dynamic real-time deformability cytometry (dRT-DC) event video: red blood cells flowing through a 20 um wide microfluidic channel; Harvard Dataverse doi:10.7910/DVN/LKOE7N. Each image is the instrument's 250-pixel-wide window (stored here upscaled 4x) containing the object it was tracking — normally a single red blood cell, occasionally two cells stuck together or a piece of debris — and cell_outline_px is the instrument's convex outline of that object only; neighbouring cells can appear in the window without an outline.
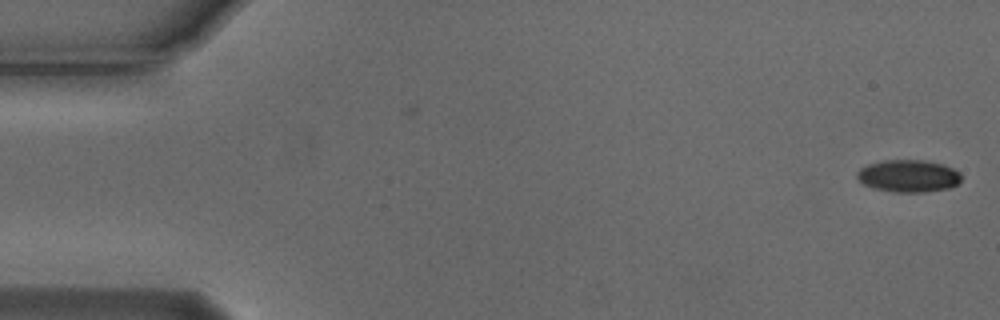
{"species": "Egyptian fruit bat (a non-hibernating species)", "species_latin": "Rousettus aegyptiacus", "temperature_condition": "cold", "stored_images_in_passage": 49, "camera_frame_rate_fps": 3000, "um_per_image_px": 0.085, "animal": {"sex": "male"}, "frame": {"image": 1, "passage_image": 1, "time_ms": 0.0, "image_size_px": [1000, 320], "cell_outline_px": [[960, 180], [956, 184], [948, 188], [924, 192], [892, 192], [872, 188], [864, 184], [856, 176], [856, 172], [860, 168], [868, 164], [884, 160], [928, 160], [944, 164], [960, 172]], "centroid_in_image_um": [77.2, 14.95], "position_along_channel_um": 7.8, "area_um2": 19.71}}
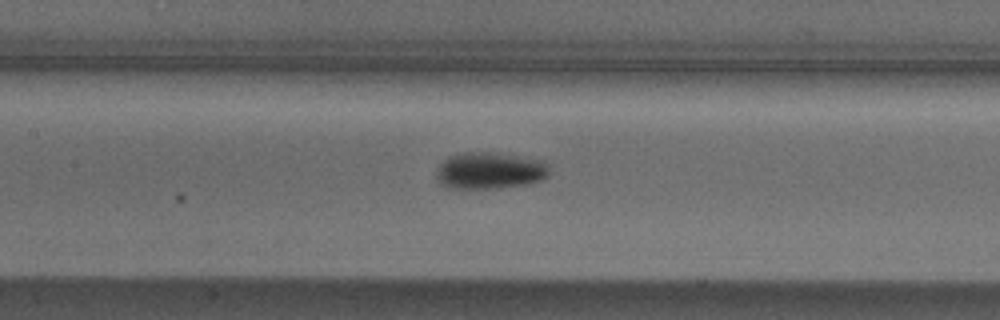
{"frame": {"image": 2, "passage_image": 25, "time_ms": 8.0, "image_size_px": [1000, 320], "cell_outline_px": [[548, 176], [544, 180], [528, 184], [496, 188], [448, 188], [440, 184], [436, 176], [436, 168], [448, 156], [468, 152], [488, 152], [544, 160], [548, 164]], "centroid_in_image_um": [41.63, 14.51], "position_along_channel_um": 165.8, "area_um2": 24.28}}
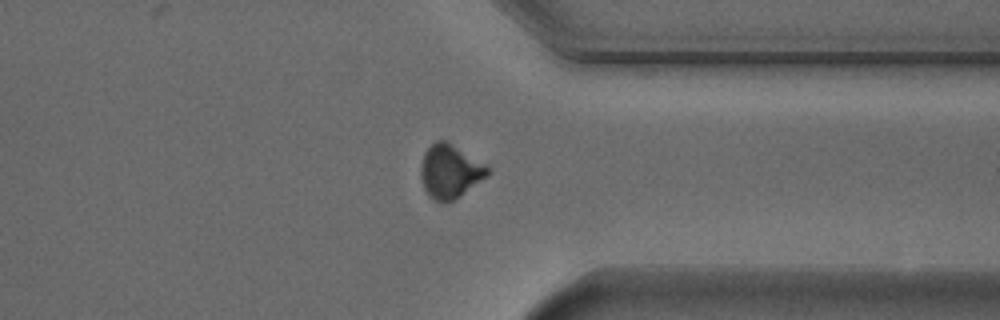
{"frame": {"image": 3, "passage_image": 42, "time_ms": 13.667, "image_size_px": [1000, 320], "cell_outline_px": [[488, 176], [460, 196], [444, 204], [428, 196], [424, 188], [420, 176], [420, 168], [424, 152], [436, 140], [448, 140], [484, 164], [488, 168]], "centroid_in_image_um": [38.22, 14.57], "position_along_channel_um": 373.2, "area_um2": 20.92}, "authors_computed_cell_mechanics": {"area_um2": 21.386, "velocity_mm_per_s": 3.7276, "shape_relaxation_time_tau1_ms": 4.2065, "shape_relaxation_time_tau2_ms": null, "deformation_change_tau1": 0.0995, "deformation_change_tau2": null}}